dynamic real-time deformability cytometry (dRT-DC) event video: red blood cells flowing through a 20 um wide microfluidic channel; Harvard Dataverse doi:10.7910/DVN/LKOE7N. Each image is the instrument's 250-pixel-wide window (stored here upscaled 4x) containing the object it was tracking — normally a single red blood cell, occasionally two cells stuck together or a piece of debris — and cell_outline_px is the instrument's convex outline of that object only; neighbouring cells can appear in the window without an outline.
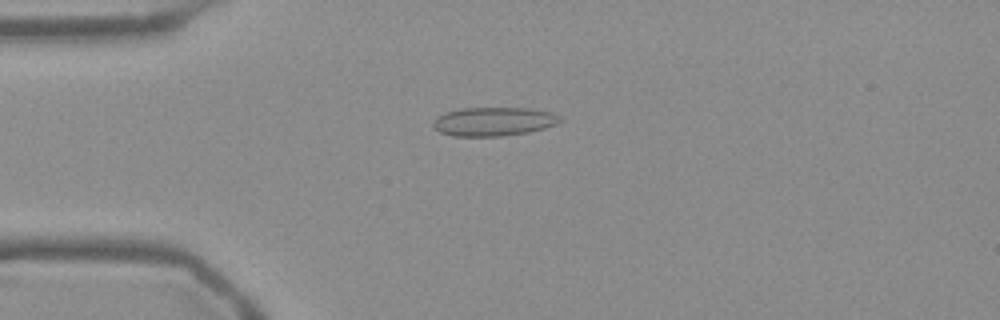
{"species": "Egyptian fruit bat (a non-hibernating species)", "species_latin": "Rousettus aegyptiacus", "temperature_condition": "warm", "stored_images_in_passage": 53, "camera_frame_rate_fps": 3000, "um_per_image_px": 0.085, "frame": {"image": 1, "passage_image": 13, "time_ms": 4.0, "image_size_px": [1000, 320], "cell_outline_px": [[564, 120], [556, 124], [544, 128], [528, 132], [500, 136], [452, 136], [440, 132], [432, 124], [436, 116], [444, 112], [460, 108], [528, 108], [552, 112], [560, 116]], "centroid_in_image_um": [41.96, 10.32], "position_along_channel_um": 43.0, "area_um2": 21.39}}
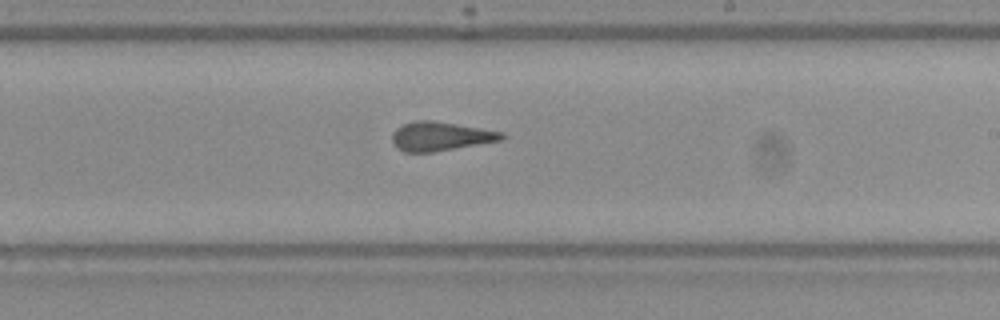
{"frame": {"image": 2, "passage_image": 31, "time_ms": 10.0, "image_size_px": [1000, 320], "cell_outline_px": [[508, 136], [504, 140], [432, 152], [404, 152], [396, 148], [392, 144], [392, 132], [396, 128], [404, 124], [416, 120], [432, 120], [504, 132]], "centroid_in_image_um": [37.45, 11.59], "position_along_channel_um": 251.6, "area_um2": 18.67}}
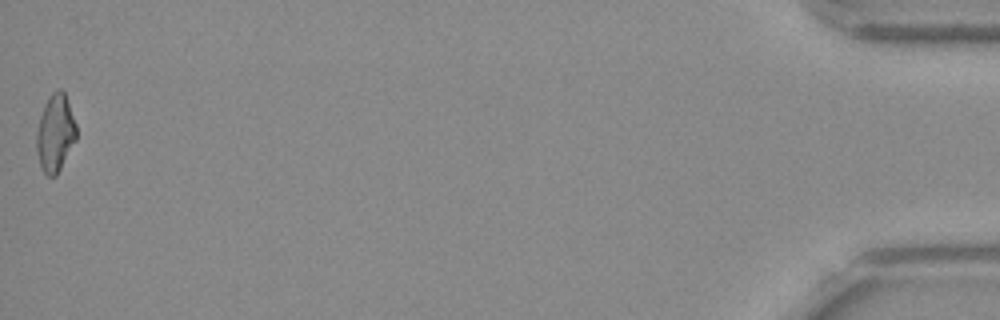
{"frame": {"image": 3, "passage_image": 53, "time_ms": 17.333, "image_size_px": [1000, 320], "cell_outline_px": [[76, 140], [56, 176], [48, 176], [44, 172], [40, 164], [36, 152], [36, 132], [40, 116], [44, 104], [48, 96], [56, 88], [60, 88], [64, 92], [76, 124]], "centroid_in_image_um": [4.68, 11.29], "position_along_channel_um": 430.5, "area_um2": 17.98}, "authors_computed_cell_mechanics": {"area_um2": 19.2474, "velocity_mm_per_s": 3.801, "shape_relaxation_time_tau1_ms": null, "shape_relaxation_time_tau2_ms": 1.4582, "deformation_change_tau1": null, "deformation_change_tau2": 0.0833}}